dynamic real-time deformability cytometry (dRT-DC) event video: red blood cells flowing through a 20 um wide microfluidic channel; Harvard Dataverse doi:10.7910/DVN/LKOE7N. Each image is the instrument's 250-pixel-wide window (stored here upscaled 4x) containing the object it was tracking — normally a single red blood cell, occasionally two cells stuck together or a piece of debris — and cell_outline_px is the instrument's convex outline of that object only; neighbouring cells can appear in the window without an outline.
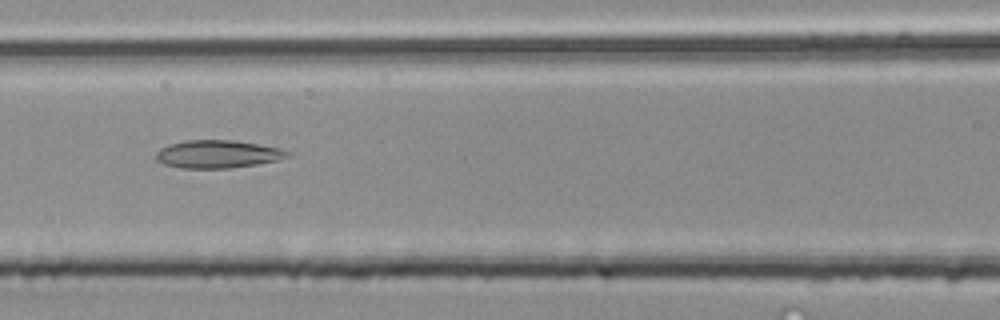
{"species": "common noctule bat (a hibernating species)", "species_latin": "Nyctalus noctula", "temperature_condition": "room temperature", "stored_images_in_passage": 34, "camera_frame_rate_fps": 3000, "um_per_image_px": 0.085, "animal": {"sex": "male", "body_mass_g": 20.4}, "frame": {"image": 1, "passage_image": 8, "time_ms": 2.333, "image_size_px": [1000, 320], "cell_outline_px": [[292, 152], [288, 156], [280, 160], [256, 164], [228, 168], [180, 168], [164, 164], [156, 160], [156, 152], [160, 148], [184, 140], [232, 140], [280, 148]], "centroid_in_image_um": [18.5, 13.1], "position_along_channel_um": 148.1, "area_um2": 21.27}}
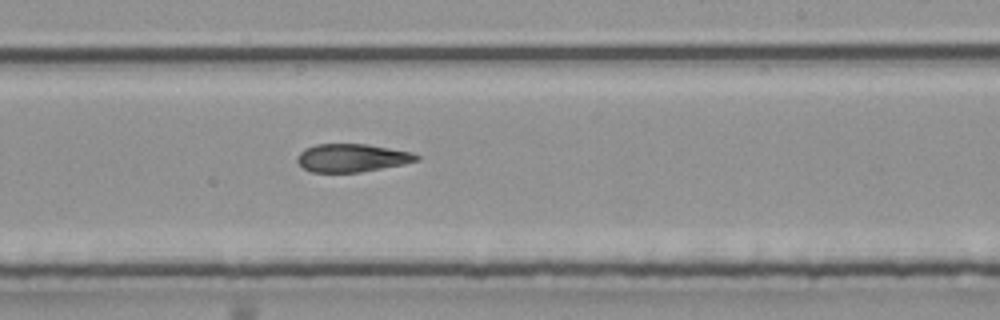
{"frame": {"image": 2, "passage_image": 16, "time_ms": 5.0, "image_size_px": [1000, 320], "cell_outline_px": [[420, 160], [404, 164], [360, 172], [312, 172], [304, 168], [296, 160], [296, 156], [304, 148], [316, 144], [368, 144], [412, 152], [420, 156]], "centroid_in_image_um": [29.92, 13.41], "position_along_channel_um": 259.1, "area_um2": 19.59}}
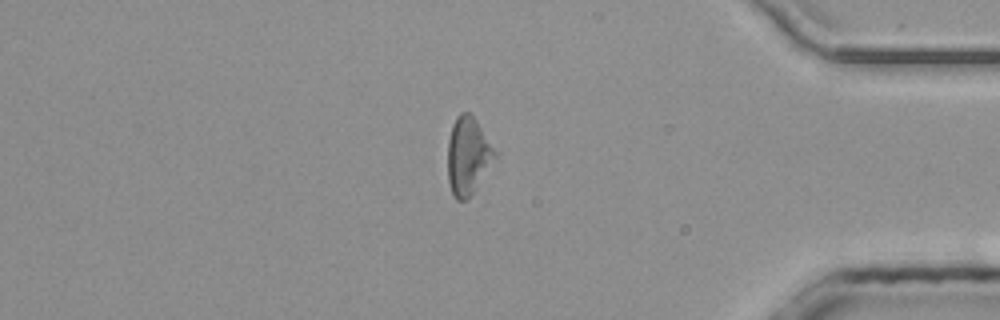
{"frame": {"image": 3, "passage_image": 28, "time_ms": 9.0, "image_size_px": [1000, 320], "cell_outline_px": [[496, 156], [472, 192], [464, 200], [456, 200], [452, 196], [448, 180], [448, 140], [452, 124], [456, 116], [460, 112], [468, 112], [476, 120], [496, 152]], "centroid_in_image_um": [39.73, 13.22], "position_along_channel_um": 395.5, "area_um2": 20.81}, "authors_computed_cell_mechanics": {"area_um2": 20.9525, "velocity_mm_per_s": 4.175, "shape_relaxation_time_tau1_ms": null, "shape_relaxation_time_tau2_ms": 4.1259, "deformation_change_tau1": null, "deformation_change_tau2": 0.147}}